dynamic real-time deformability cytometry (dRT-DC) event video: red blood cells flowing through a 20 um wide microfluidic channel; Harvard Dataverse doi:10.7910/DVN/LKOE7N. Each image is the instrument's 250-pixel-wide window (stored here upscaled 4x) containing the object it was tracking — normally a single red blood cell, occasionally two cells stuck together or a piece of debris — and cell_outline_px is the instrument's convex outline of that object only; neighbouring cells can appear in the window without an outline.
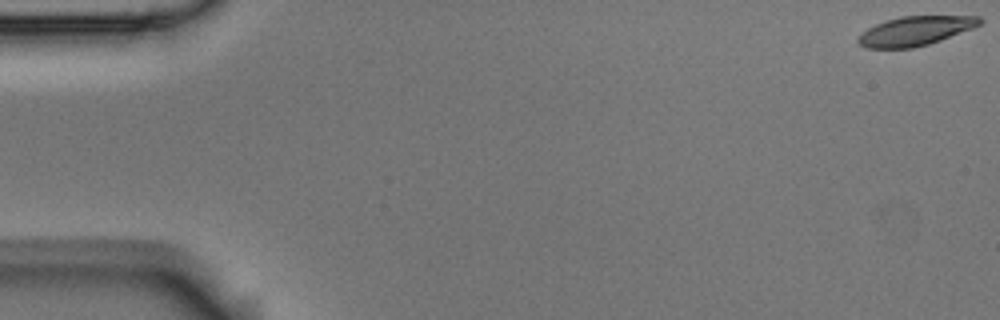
{"species": "Egyptian fruit bat (a non-hibernating species)", "species_latin": "Rousettus aegyptiacus", "temperature_condition": "room temperature", "stored_images_in_passage": 8, "camera_frame_rate_fps": 3000, "um_per_image_px": 0.085, "animal": {"sex": "male"}, "frame": {"image": 1, "passage_image": 1, "time_ms": 0.0, "image_size_px": [1000, 320], "cell_outline_px": [[984, 20], [980, 24], [972, 28], [940, 40], [928, 44], [912, 48], [868, 48], [860, 44], [856, 40], [868, 28], [876, 24], [900, 16], [980, 16]], "centroid_in_image_um": [77.82, 2.62], "position_along_channel_um": 7.2, "area_um2": 20.4}}
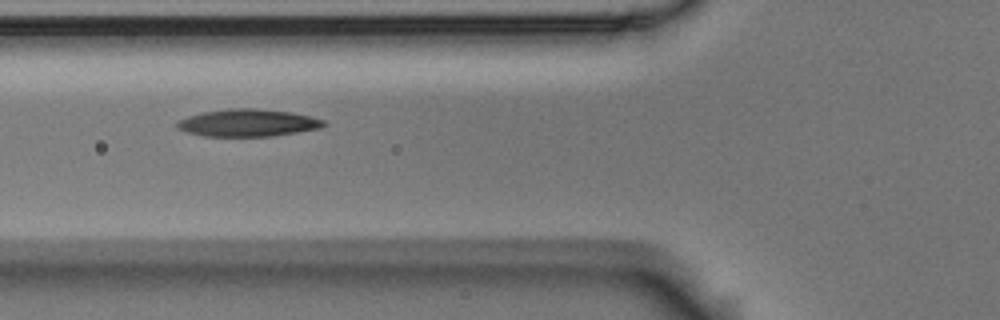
{"frame": {"image": 2, "passage_image": 6, "time_ms": 1.667, "image_size_px": [1000, 320], "cell_outline_px": [[328, 124], [320, 128], [272, 136], [204, 136], [188, 132], [176, 128], [176, 124], [180, 120], [188, 116], [204, 112], [228, 108], [256, 108], [288, 112], [312, 116], [324, 120]], "centroid_in_image_um": [21.09, 10.44], "position_along_channel_um": 104.7, "area_um2": 23.24}}
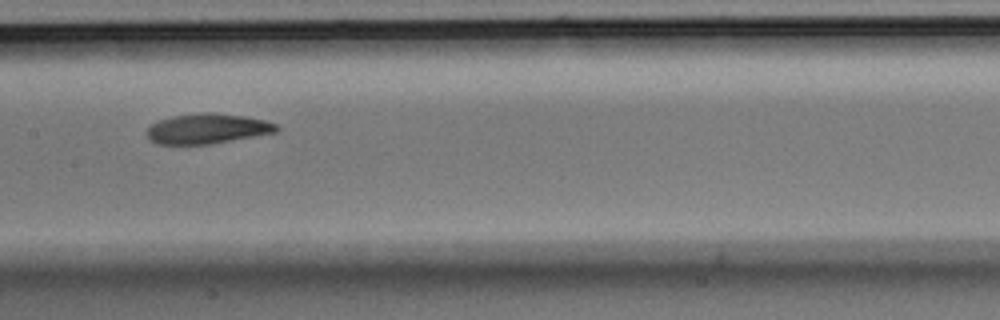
{"frame": {"image": 3, "passage_image": 8, "time_ms": 2.333, "image_size_px": [1000, 320], "cell_outline_px": [[280, 128], [276, 132], [208, 144], [156, 144], [148, 140], [144, 132], [152, 124], [160, 120], [172, 116], [200, 112], [212, 112], [244, 116], [264, 120], [276, 124]], "centroid_in_image_um": [17.56, 10.93], "position_along_channel_um": 189.8, "area_um2": 22.72}}